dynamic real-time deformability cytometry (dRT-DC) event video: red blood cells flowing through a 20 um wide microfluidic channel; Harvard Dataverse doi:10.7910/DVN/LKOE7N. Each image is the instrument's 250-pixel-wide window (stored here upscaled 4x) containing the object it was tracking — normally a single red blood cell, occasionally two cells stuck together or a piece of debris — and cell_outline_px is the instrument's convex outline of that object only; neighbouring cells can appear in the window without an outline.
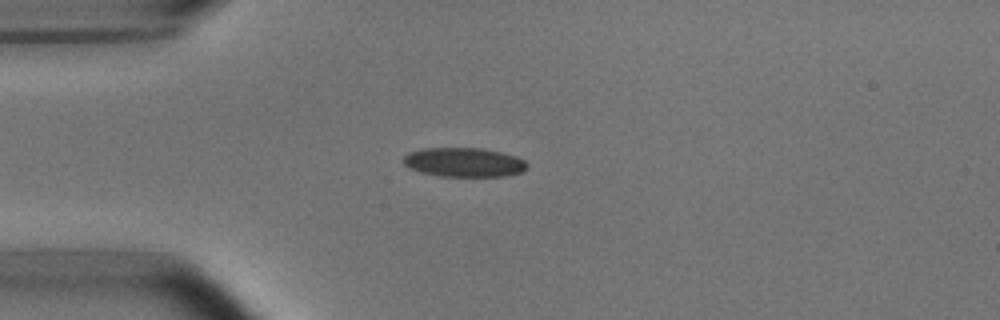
{"species": "common noctule bat (a hibernating species)", "species_latin": "Nyctalus noctula", "temperature_condition": "room temperature", "stored_images_in_passage": 40, "camera_frame_rate_fps": 3000, "um_per_image_px": 0.085, "animal": {"sex": "male", "body_mass_g": 15.6}, "frame": {"image": 1, "passage_image": 1, "time_ms": 0.0, "image_size_px": [1000, 320], "cell_outline_px": [[528, 168], [524, 172], [504, 176], [440, 176], [420, 172], [404, 164], [404, 156], [408, 152], [420, 148], [480, 148], [500, 152], [516, 156], [524, 160], [528, 164]], "centroid_in_image_um": [39.46, 13.79], "position_along_channel_um": 45.5, "area_um2": 21.1}}
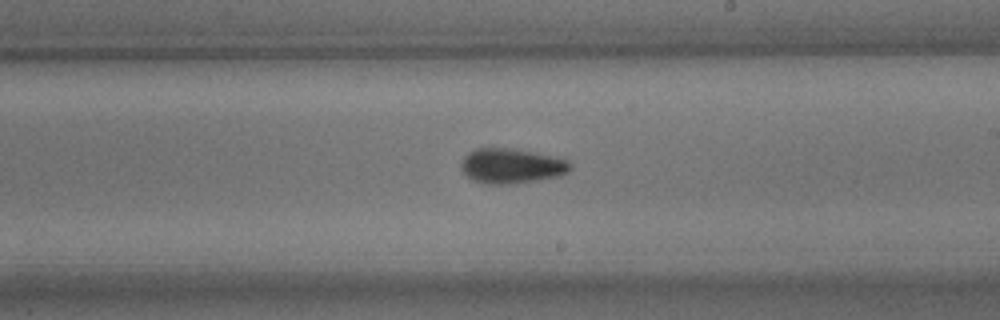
{"frame": {"image": 2, "passage_image": 18, "time_ms": 5.667, "image_size_px": [1000, 320], "cell_outline_px": [[572, 168], [568, 172], [560, 176], [512, 184], [484, 184], [472, 180], [460, 168], [460, 164], [464, 156], [468, 152], [476, 148], [516, 148], [552, 156], [568, 160], [572, 164]], "centroid_in_image_um": [43.47, 14.1], "position_along_channel_um": 245.5, "area_um2": 22.48}}
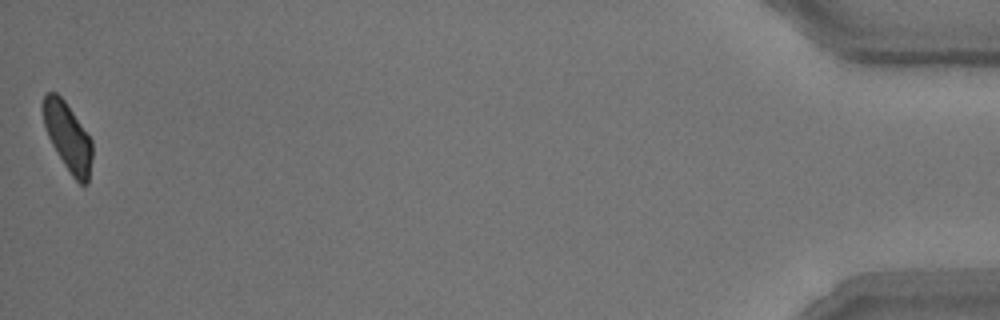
{"frame": {"image": 3, "passage_image": 40, "time_ms": 13.0, "image_size_px": [1000, 320], "cell_outline_px": [[92, 156], [88, 184], [80, 184], [72, 176], [56, 152], [48, 136], [44, 124], [40, 104], [44, 96], [48, 92], [56, 92], [64, 100], [92, 140]], "centroid_in_image_um": [5.74, 11.62], "position_along_channel_um": 429.5, "area_um2": 19.54}, "authors_computed_cell_mechanics": {"area_um2": 21.4149, "velocity_mm_per_s": 3.7855, "shape_relaxation_time_tau1_ms": 4.4196, "shape_relaxation_time_tau2_ms": 2.1461, "deformation_change_tau1": 0.1277, "deformation_change_tau2": 0.0862}}